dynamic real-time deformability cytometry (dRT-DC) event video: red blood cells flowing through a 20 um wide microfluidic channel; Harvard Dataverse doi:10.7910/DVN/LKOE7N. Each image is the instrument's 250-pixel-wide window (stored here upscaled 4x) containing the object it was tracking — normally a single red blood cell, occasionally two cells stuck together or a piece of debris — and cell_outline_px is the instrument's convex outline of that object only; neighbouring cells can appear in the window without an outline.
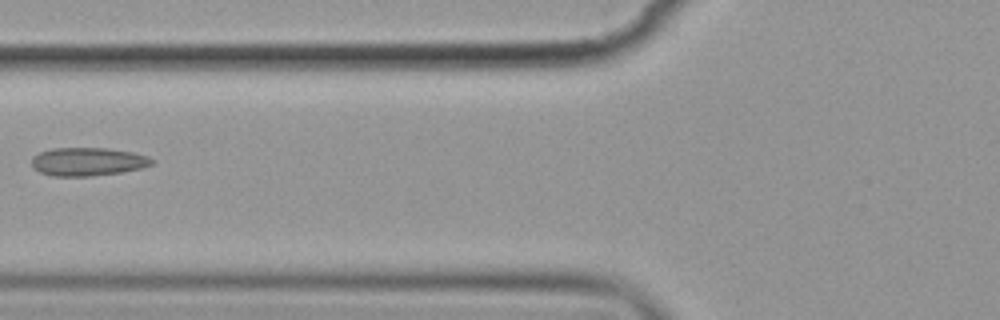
{"species": "common noctule bat (a hibernating species)", "species_latin": "Nyctalus noctula", "temperature_condition": "cold", "stored_images_in_passage": 9, "camera_frame_rate_fps": 3000, "um_per_image_px": 0.085, "animal": {"sex": "female", "body_mass_g": 19.9}, "frame": {"image": 1, "passage_image": 7, "time_ms": 7.0, "image_size_px": [1000, 320], "cell_outline_px": [[156, 160], [152, 164], [140, 168], [120, 172], [92, 176], [52, 176], [40, 172], [32, 168], [32, 156], [40, 152], [52, 148], [108, 148], [132, 152], [148, 156]], "centroid_in_image_um": [7.45, 13.74], "position_along_channel_um": 118.4, "area_um2": 19.88}}
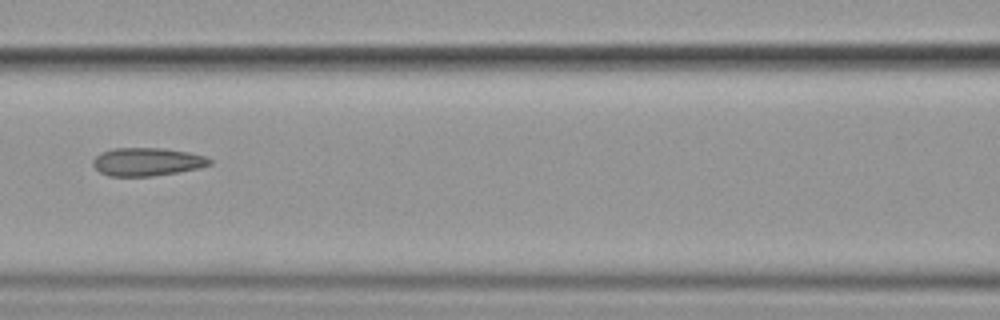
{"frame": {"image": 2, "passage_image": 8, "time_ms": 8.0, "image_size_px": [1000, 320], "cell_outline_px": [[212, 164], [200, 168], [152, 176], [108, 176], [100, 172], [92, 164], [92, 160], [100, 152], [112, 148], [164, 148], [188, 152], [204, 156], [212, 160]], "centroid_in_image_um": [12.48, 13.75], "position_along_channel_um": 154.1, "area_um2": 19.19}}
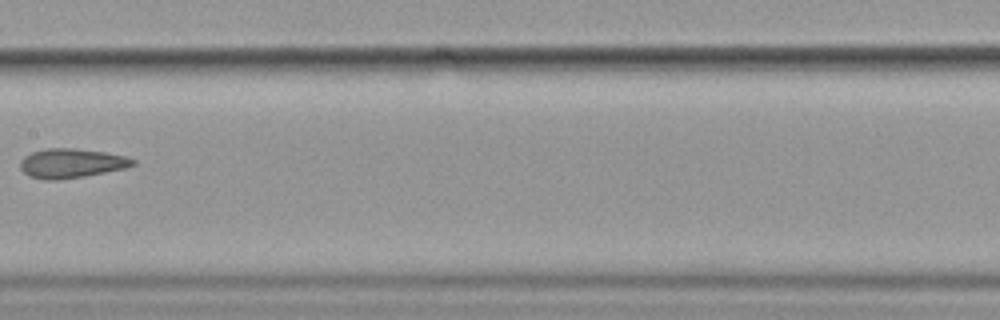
{"frame": {"image": 3, "passage_image": 9, "time_ms": 9.333, "image_size_px": [1000, 320], "cell_outline_px": [[136, 164], [128, 168], [84, 176], [56, 180], [44, 180], [28, 176], [20, 168], [20, 160], [24, 156], [32, 152], [44, 148], [72, 148], [104, 152], [124, 156], [136, 160]], "centroid_in_image_um": [6.05, 13.88], "position_along_channel_um": 201.3, "area_um2": 19.36}}